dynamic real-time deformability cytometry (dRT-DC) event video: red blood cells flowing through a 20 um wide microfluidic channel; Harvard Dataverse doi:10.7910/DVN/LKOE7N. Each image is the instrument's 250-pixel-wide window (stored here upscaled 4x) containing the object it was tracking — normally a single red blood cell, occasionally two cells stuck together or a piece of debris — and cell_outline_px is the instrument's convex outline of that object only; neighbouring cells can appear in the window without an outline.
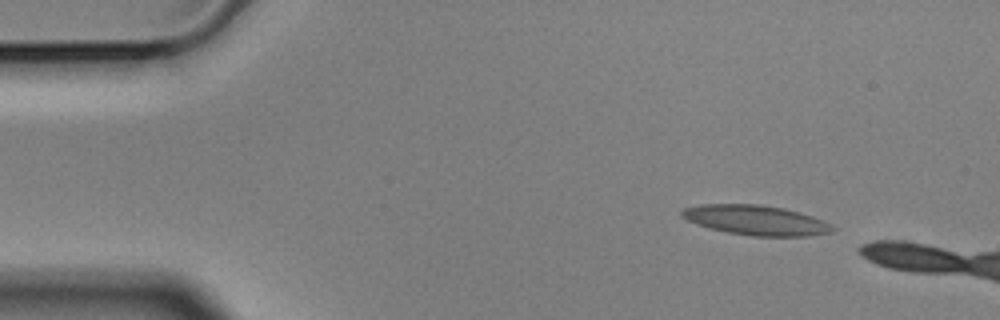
{"species": "Egyptian fruit bat (a non-hibernating species)", "species_latin": "Rousettus aegyptiacus", "temperature_condition": "cold", "stored_images_in_passage": 12, "camera_frame_rate_fps": 3000, "um_per_image_px": 0.085, "animal": {"sex": "male"}, "frame": {"image": 1, "passage_image": 6, "time_ms": 1.667, "image_size_px": [1000, 320], "cell_outline_px": [[836, 228], [828, 232], [808, 236], [752, 236], [728, 232], [708, 228], [688, 220], [680, 216], [680, 212], [684, 208], [704, 204], [760, 204], [784, 208], [812, 216]], "centroid_in_image_um": [64.2, 18.71], "position_along_channel_um": 20.8, "area_um2": 25.89}}